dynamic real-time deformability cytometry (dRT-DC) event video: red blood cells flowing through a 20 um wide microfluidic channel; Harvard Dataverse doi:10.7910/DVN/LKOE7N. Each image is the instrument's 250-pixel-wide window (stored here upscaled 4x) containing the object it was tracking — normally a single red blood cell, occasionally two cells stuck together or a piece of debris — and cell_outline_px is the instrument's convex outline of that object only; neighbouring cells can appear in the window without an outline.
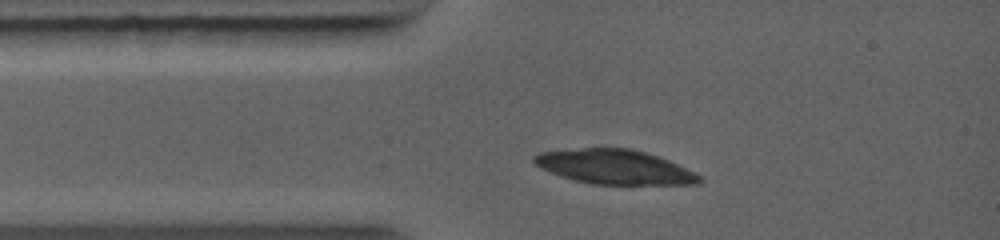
{"species": "common noctule bat (a hibernating species)", "species_latin": "Nyctalus noctula", "temperature_condition": "warm", "stored_images_in_passage": 1, "camera_frame_rate_fps": 5000, "um_per_image_px": 0.085, "animal": {"sex": "female", "body_mass_g": 19.0, "forearm_length_mm": 56.7}, "frame": {"image": 1, "passage_image": 1, "time_ms": 0.0, "image_size_px": [1000, 240], "cell_outline_px": [[704, 180], [700, 184], [592, 184], [576, 180], [540, 168], [532, 160], [532, 156], [540, 152], [584, 148], [632, 148], [668, 160], [696, 172]], "centroid_in_image_um": [52.28, 14.19], "position_along_channel_um": 32.7, "area_um2": 32.89}}